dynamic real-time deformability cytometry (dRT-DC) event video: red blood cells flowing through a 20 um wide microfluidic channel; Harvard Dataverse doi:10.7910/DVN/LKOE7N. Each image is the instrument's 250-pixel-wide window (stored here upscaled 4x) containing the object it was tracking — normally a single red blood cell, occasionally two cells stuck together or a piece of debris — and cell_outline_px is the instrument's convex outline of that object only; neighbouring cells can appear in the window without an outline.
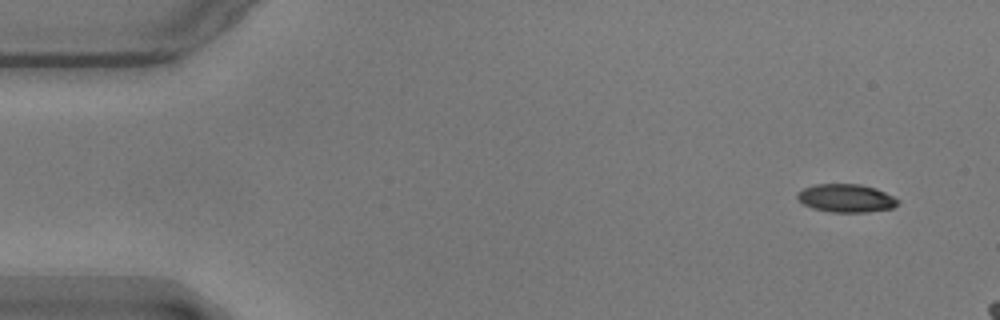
{"species": "common noctule bat (a hibernating species)", "species_latin": "Nyctalus noctula", "temperature_condition": "warm", "stored_images_in_passage": 8, "camera_frame_rate_fps": 3000, "um_per_image_px": 0.085, "animal": {"sex": "male", "body_mass_g": 17.9}, "frame": {"image": 1, "passage_image": 1, "time_ms": 0.0, "image_size_px": [1000, 320], "cell_outline_px": [[900, 200], [892, 208], [868, 212], [832, 212], [812, 208], [804, 204], [796, 196], [796, 192], [804, 188], [816, 184], [860, 184], [876, 188]], "centroid_in_image_um": [71.9, 16.84], "position_along_channel_um": 13.1, "area_um2": 16.42}}